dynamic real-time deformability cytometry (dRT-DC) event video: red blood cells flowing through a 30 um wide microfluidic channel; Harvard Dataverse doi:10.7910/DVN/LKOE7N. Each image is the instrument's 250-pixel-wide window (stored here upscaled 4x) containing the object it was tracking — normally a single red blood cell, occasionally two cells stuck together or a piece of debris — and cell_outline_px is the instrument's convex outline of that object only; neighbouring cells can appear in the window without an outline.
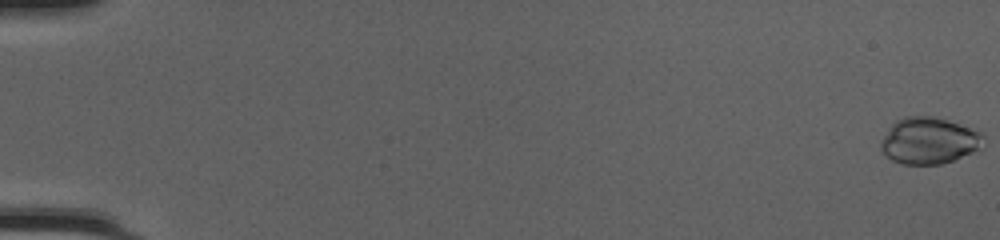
{"species": "common noctule bat (a hibernating species)", "species_latin": "Nyctalus noctula", "temperature_condition": "cold", "stored_images_in_passage": 51, "camera_frame_rate_fps": 3000, "um_per_image_px": 0.085, "animal": {"sex": "female", "body_mass_g": 20.0, "forearm_length_mm": 54.0}, "frame": {"image": 1, "passage_image": 1, "time_ms": 0.0, "image_size_px": [1000, 240], "cell_outline_px": [[984, 148], [952, 160], [940, 164], [904, 164], [892, 160], [884, 156], [880, 152], [880, 140], [892, 124], [896, 120], [904, 116], [932, 116], [948, 120], [984, 132]], "centroid_in_image_um": [78.97, 11.95], "position_along_channel_um": 6.0, "area_um2": 28.26}}
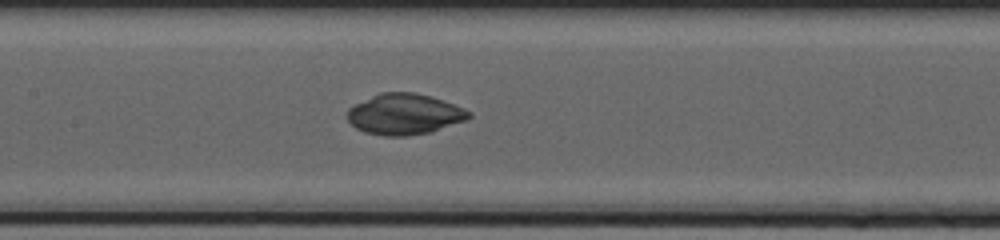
{"frame": {"image": 2, "passage_image": 27, "time_ms": 8.667, "image_size_px": [1000, 240], "cell_outline_px": [[472, 116], [468, 120], [432, 132], [408, 136], [384, 136], [364, 132], [356, 128], [348, 120], [348, 108], [352, 104], [380, 92], [416, 92], [464, 108], [472, 112]], "centroid_in_image_um": [34.38, 9.71], "position_along_channel_um": 173.0, "area_um2": 29.19}}
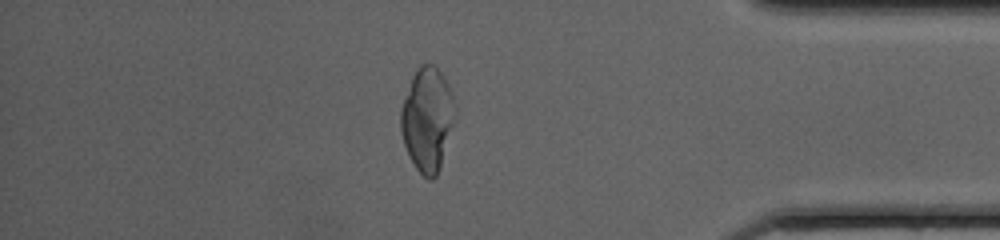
{"frame": {"image": 3, "passage_image": 45, "time_ms": 14.667, "image_size_px": [1000, 240], "cell_outline_px": [[456, 116], [440, 168], [436, 176], [432, 180], [428, 180], [416, 168], [404, 144], [400, 128], [400, 108], [412, 76], [416, 68], [420, 64], [432, 64], [440, 72], [448, 84], [452, 92], [456, 108]], "centroid_in_image_um": [36.33, 10.12], "position_along_channel_um": 398.9, "area_um2": 32.89}, "authors_computed_cell_mechanics": {"area_um2": 28.4954, "velocity_mm_per_s": 4.1974, "shape_relaxation_time_tau1_ms": 9.6386, "shape_relaxation_time_tau2_ms": null, "deformation_change_tau1": 0.2239, "deformation_change_tau2": null}}